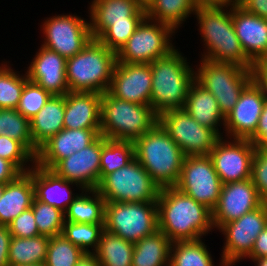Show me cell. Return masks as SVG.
I'll list each match as a JSON object with an SVG mask.
<instances>
[{
  "label": "cell",
  "instance_id": "cell-1",
  "mask_svg": "<svg viewBox=\"0 0 267 266\" xmlns=\"http://www.w3.org/2000/svg\"><path fill=\"white\" fill-rule=\"evenodd\" d=\"M156 203L158 230L171 242L195 241L215 231L212 210L176 187L162 188Z\"/></svg>",
  "mask_w": 267,
  "mask_h": 266
},
{
  "label": "cell",
  "instance_id": "cell-12",
  "mask_svg": "<svg viewBox=\"0 0 267 266\" xmlns=\"http://www.w3.org/2000/svg\"><path fill=\"white\" fill-rule=\"evenodd\" d=\"M89 18L67 13L44 18L40 25L43 34L41 45L60 56H75L92 39Z\"/></svg>",
  "mask_w": 267,
  "mask_h": 266
},
{
  "label": "cell",
  "instance_id": "cell-16",
  "mask_svg": "<svg viewBox=\"0 0 267 266\" xmlns=\"http://www.w3.org/2000/svg\"><path fill=\"white\" fill-rule=\"evenodd\" d=\"M265 102L262 88L253 79L241 92L233 109L225 116L224 137L249 139L256 132Z\"/></svg>",
  "mask_w": 267,
  "mask_h": 266
},
{
  "label": "cell",
  "instance_id": "cell-30",
  "mask_svg": "<svg viewBox=\"0 0 267 266\" xmlns=\"http://www.w3.org/2000/svg\"><path fill=\"white\" fill-rule=\"evenodd\" d=\"M171 241L161 231L134 243L131 266H169Z\"/></svg>",
  "mask_w": 267,
  "mask_h": 266
},
{
  "label": "cell",
  "instance_id": "cell-18",
  "mask_svg": "<svg viewBox=\"0 0 267 266\" xmlns=\"http://www.w3.org/2000/svg\"><path fill=\"white\" fill-rule=\"evenodd\" d=\"M152 73L150 64L117 62L108 92L121 100L150 105Z\"/></svg>",
  "mask_w": 267,
  "mask_h": 266
},
{
  "label": "cell",
  "instance_id": "cell-53",
  "mask_svg": "<svg viewBox=\"0 0 267 266\" xmlns=\"http://www.w3.org/2000/svg\"><path fill=\"white\" fill-rule=\"evenodd\" d=\"M76 266H101L94 253H85Z\"/></svg>",
  "mask_w": 267,
  "mask_h": 266
},
{
  "label": "cell",
  "instance_id": "cell-17",
  "mask_svg": "<svg viewBox=\"0 0 267 266\" xmlns=\"http://www.w3.org/2000/svg\"><path fill=\"white\" fill-rule=\"evenodd\" d=\"M263 203L251 178L223 184L218 204L212 210L215 231L217 232L227 222L255 210Z\"/></svg>",
  "mask_w": 267,
  "mask_h": 266
},
{
  "label": "cell",
  "instance_id": "cell-4",
  "mask_svg": "<svg viewBox=\"0 0 267 266\" xmlns=\"http://www.w3.org/2000/svg\"><path fill=\"white\" fill-rule=\"evenodd\" d=\"M134 155L160 189L175 187L185 155L159 122L134 141Z\"/></svg>",
  "mask_w": 267,
  "mask_h": 266
},
{
  "label": "cell",
  "instance_id": "cell-14",
  "mask_svg": "<svg viewBox=\"0 0 267 266\" xmlns=\"http://www.w3.org/2000/svg\"><path fill=\"white\" fill-rule=\"evenodd\" d=\"M222 181L208 155L185 156L175 187L213 210L219 201Z\"/></svg>",
  "mask_w": 267,
  "mask_h": 266
},
{
  "label": "cell",
  "instance_id": "cell-23",
  "mask_svg": "<svg viewBox=\"0 0 267 266\" xmlns=\"http://www.w3.org/2000/svg\"><path fill=\"white\" fill-rule=\"evenodd\" d=\"M32 182L35 199L56 207L62 212L67 210L68 206L83 190L78 184L68 181L53 170L41 167L36 163L32 167ZM75 191L78 192L75 193Z\"/></svg>",
  "mask_w": 267,
  "mask_h": 266
},
{
  "label": "cell",
  "instance_id": "cell-2",
  "mask_svg": "<svg viewBox=\"0 0 267 266\" xmlns=\"http://www.w3.org/2000/svg\"><path fill=\"white\" fill-rule=\"evenodd\" d=\"M203 52L200 58L217 63H232L253 69L254 63L245 55L232 22L231 7L199 8L194 13ZM203 39V40H202Z\"/></svg>",
  "mask_w": 267,
  "mask_h": 266
},
{
  "label": "cell",
  "instance_id": "cell-19",
  "mask_svg": "<svg viewBox=\"0 0 267 266\" xmlns=\"http://www.w3.org/2000/svg\"><path fill=\"white\" fill-rule=\"evenodd\" d=\"M102 135L92 144L60 160L51 170L82 189H97L100 176Z\"/></svg>",
  "mask_w": 267,
  "mask_h": 266
},
{
  "label": "cell",
  "instance_id": "cell-10",
  "mask_svg": "<svg viewBox=\"0 0 267 266\" xmlns=\"http://www.w3.org/2000/svg\"><path fill=\"white\" fill-rule=\"evenodd\" d=\"M104 229L136 243L158 230L156 202H106Z\"/></svg>",
  "mask_w": 267,
  "mask_h": 266
},
{
  "label": "cell",
  "instance_id": "cell-42",
  "mask_svg": "<svg viewBox=\"0 0 267 266\" xmlns=\"http://www.w3.org/2000/svg\"><path fill=\"white\" fill-rule=\"evenodd\" d=\"M51 97L52 95L42 87L28 81L24 85L16 110L30 120L44 107Z\"/></svg>",
  "mask_w": 267,
  "mask_h": 266
},
{
  "label": "cell",
  "instance_id": "cell-20",
  "mask_svg": "<svg viewBox=\"0 0 267 266\" xmlns=\"http://www.w3.org/2000/svg\"><path fill=\"white\" fill-rule=\"evenodd\" d=\"M40 47V48H39ZM28 67V80L36 83L52 96H64L69 92L66 79V58L44 46H39Z\"/></svg>",
  "mask_w": 267,
  "mask_h": 266
},
{
  "label": "cell",
  "instance_id": "cell-46",
  "mask_svg": "<svg viewBox=\"0 0 267 266\" xmlns=\"http://www.w3.org/2000/svg\"><path fill=\"white\" fill-rule=\"evenodd\" d=\"M22 172L10 161L0 157V184L15 180Z\"/></svg>",
  "mask_w": 267,
  "mask_h": 266
},
{
  "label": "cell",
  "instance_id": "cell-48",
  "mask_svg": "<svg viewBox=\"0 0 267 266\" xmlns=\"http://www.w3.org/2000/svg\"><path fill=\"white\" fill-rule=\"evenodd\" d=\"M247 12L267 19V0H237Z\"/></svg>",
  "mask_w": 267,
  "mask_h": 266
},
{
  "label": "cell",
  "instance_id": "cell-37",
  "mask_svg": "<svg viewBox=\"0 0 267 266\" xmlns=\"http://www.w3.org/2000/svg\"><path fill=\"white\" fill-rule=\"evenodd\" d=\"M0 134L19 141L34 157L38 148L30 134V121L16 109H0Z\"/></svg>",
  "mask_w": 267,
  "mask_h": 266
},
{
  "label": "cell",
  "instance_id": "cell-29",
  "mask_svg": "<svg viewBox=\"0 0 267 266\" xmlns=\"http://www.w3.org/2000/svg\"><path fill=\"white\" fill-rule=\"evenodd\" d=\"M105 199L96 189H83L64 212V220L75 223L104 224Z\"/></svg>",
  "mask_w": 267,
  "mask_h": 266
},
{
  "label": "cell",
  "instance_id": "cell-26",
  "mask_svg": "<svg viewBox=\"0 0 267 266\" xmlns=\"http://www.w3.org/2000/svg\"><path fill=\"white\" fill-rule=\"evenodd\" d=\"M183 108L200 125L213 129L220 137H224L225 116L222 114L217 100L212 93L195 80L189 87Z\"/></svg>",
  "mask_w": 267,
  "mask_h": 266
},
{
  "label": "cell",
  "instance_id": "cell-7",
  "mask_svg": "<svg viewBox=\"0 0 267 266\" xmlns=\"http://www.w3.org/2000/svg\"><path fill=\"white\" fill-rule=\"evenodd\" d=\"M195 66V81L213 94L224 116L233 109L241 92L253 80V69L232 63L201 58Z\"/></svg>",
  "mask_w": 267,
  "mask_h": 266
},
{
  "label": "cell",
  "instance_id": "cell-35",
  "mask_svg": "<svg viewBox=\"0 0 267 266\" xmlns=\"http://www.w3.org/2000/svg\"><path fill=\"white\" fill-rule=\"evenodd\" d=\"M134 158L133 141L113 140L102 136L99 183L106 175L126 166Z\"/></svg>",
  "mask_w": 267,
  "mask_h": 266
},
{
  "label": "cell",
  "instance_id": "cell-32",
  "mask_svg": "<svg viewBox=\"0 0 267 266\" xmlns=\"http://www.w3.org/2000/svg\"><path fill=\"white\" fill-rule=\"evenodd\" d=\"M49 239L45 235L30 238L12 236L8 251L9 266L45 263Z\"/></svg>",
  "mask_w": 267,
  "mask_h": 266
},
{
  "label": "cell",
  "instance_id": "cell-9",
  "mask_svg": "<svg viewBox=\"0 0 267 266\" xmlns=\"http://www.w3.org/2000/svg\"><path fill=\"white\" fill-rule=\"evenodd\" d=\"M177 33L170 25L145 17L116 54L117 62L150 64L163 58L177 48L173 43Z\"/></svg>",
  "mask_w": 267,
  "mask_h": 266
},
{
  "label": "cell",
  "instance_id": "cell-45",
  "mask_svg": "<svg viewBox=\"0 0 267 266\" xmlns=\"http://www.w3.org/2000/svg\"><path fill=\"white\" fill-rule=\"evenodd\" d=\"M7 226L13 237L30 238L40 235L32 208L23 211Z\"/></svg>",
  "mask_w": 267,
  "mask_h": 266
},
{
  "label": "cell",
  "instance_id": "cell-36",
  "mask_svg": "<svg viewBox=\"0 0 267 266\" xmlns=\"http://www.w3.org/2000/svg\"><path fill=\"white\" fill-rule=\"evenodd\" d=\"M3 60L0 63V109H16L28 76L26 71L21 74L12 68L10 61Z\"/></svg>",
  "mask_w": 267,
  "mask_h": 266
},
{
  "label": "cell",
  "instance_id": "cell-3",
  "mask_svg": "<svg viewBox=\"0 0 267 266\" xmlns=\"http://www.w3.org/2000/svg\"><path fill=\"white\" fill-rule=\"evenodd\" d=\"M179 50L176 48L169 55L150 63V106L158 115L166 110L183 108L189 87L195 80V66Z\"/></svg>",
  "mask_w": 267,
  "mask_h": 266
},
{
  "label": "cell",
  "instance_id": "cell-56",
  "mask_svg": "<svg viewBox=\"0 0 267 266\" xmlns=\"http://www.w3.org/2000/svg\"><path fill=\"white\" fill-rule=\"evenodd\" d=\"M143 8H147L153 0H135Z\"/></svg>",
  "mask_w": 267,
  "mask_h": 266
},
{
  "label": "cell",
  "instance_id": "cell-49",
  "mask_svg": "<svg viewBox=\"0 0 267 266\" xmlns=\"http://www.w3.org/2000/svg\"><path fill=\"white\" fill-rule=\"evenodd\" d=\"M12 235L7 225H0V266H9L8 251Z\"/></svg>",
  "mask_w": 267,
  "mask_h": 266
},
{
  "label": "cell",
  "instance_id": "cell-38",
  "mask_svg": "<svg viewBox=\"0 0 267 266\" xmlns=\"http://www.w3.org/2000/svg\"><path fill=\"white\" fill-rule=\"evenodd\" d=\"M104 224H86L64 221L62 235L85 253H94L99 245Z\"/></svg>",
  "mask_w": 267,
  "mask_h": 266
},
{
  "label": "cell",
  "instance_id": "cell-41",
  "mask_svg": "<svg viewBox=\"0 0 267 266\" xmlns=\"http://www.w3.org/2000/svg\"><path fill=\"white\" fill-rule=\"evenodd\" d=\"M142 20L128 19V22L112 23L97 39L117 54Z\"/></svg>",
  "mask_w": 267,
  "mask_h": 266
},
{
  "label": "cell",
  "instance_id": "cell-58",
  "mask_svg": "<svg viewBox=\"0 0 267 266\" xmlns=\"http://www.w3.org/2000/svg\"><path fill=\"white\" fill-rule=\"evenodd\" d=\"M3 187H4V185L0 184V199H1V196H2V192H3Z\"/></svg>",
  "mask_w": 267,
  "mask_h": 266
},
{
  "label": "cell",
  "instance_id": "cell-51",
  "mask_svg": "<svg viewBox=\"0 0 267 266\" xmlns=\"http://www.w3.org/2000/svg\"><path fill=\"white\" fill-rule=\"evenodd\" d=\"M249 140L253 142L255 149L267 152V127H257Z\"/></svg>",
  "mask_w": 267,
  "mask_h": 266
},
{
  "label": "cell",
  "instance_id": "cell-27",
  "mask_svg": "<svg viewBox=\"0 0 267 266\" xmlns=\"http://www.w3.org/2000/svg\"><path fill=\"white\" fill-rule=\"evenodd\" d=\"M34 198L31 168L4 185L0 199V225H8L23 211L31 208Z\"/></svg>",
  "mask_w": 267,
  "mask_h": 266
},
{
  "label": "cell",
  "instance_id": "cell-8",
  "mask_svg": "<svg viewBox=\"0 0 267 266\" xmlns=\"http://www.w3.org/2000/svg\"><path fill=\"white\" fill-rule=\"evenodd\" d=\"M106 202H156L160 187L139 161L134 158L126 166L106 175L96 189Z\"/></svg>",
  "mask_w": 267,
  "mask_h": 266
},
{
  "label": "cell",
  "instance_id": "cell-43",
  "mask_svg": "<svg viewBox=\"0 0 267 266\" xmlns=\"http://www.w3.org/2000/svg\"><path fill=\"white\" fill-rule=\"evenodd\" d=\"M0 157L12 162L22 173L35 164V157L19 141L1 134Z\"/></svg>",
  "mask_w": 267,
  "mask_h": 266
},
{
  "label": "cell",
  "instance_id": "cell-47",
  "mask_svg": "<svg viewBox=\"0 0 267 266\" xmlns=\"http://www.w3.org/2000/svg\"><path fill=\"white\" fill-rule=\"evenodd\" d=\"M265 257H267V225L255 239L252 251L245 259L251 261L252 259Z\"/></svg>",
  "mask_w": 267,
  "mask_h": 266
},
{
  "label": "cell",
  "instance_id": "cell-57",
  "mask_svg": "<svg viewBox=\"0 0 267 266\" xmlns=\"http://www.w3.org/2000/svg\"><path fill=\"white\" fill-rule=\"evenodd\" d=\"M10 266H45V263H42V264H31V265H10Z\"/></svg>",
  "mask_w": 267,
  "mask_h": 266
},
{
  "label": "cell",
  "instance_id": "cell-52",
  "mask_svg": "<svg viewBox=\"0 0 267 266\" xmlns=\"http://www.w3.org/2000/svg\"><path fill=\"white\" fill-rule=\"evenodd\" d=\"M196 9L212 7H231L237 0H192Z\"/></svg>",
  "mask_w": 267,
  "mask_h": 266
},
{
  "label": "cell",
  "instance_id": "cell-22",
  "mask_svg": "<svg viewBox=\"0 0 267 266\" xmlns=\"http://www.w3.org/2000/svg\"><path fill=\"white\" fill-rule=\"evenodd\" d=\"M232 22L245 55L254 63L267 60V19L232 5Z\"/></svg>",
  "mask_w": 267,
  "mask_h": 266
},
{
  "label": "cell",
  "instance_id": "cell-40",
  "mask_svg": "<svg viewBox=\"0 0 267 266\" xmlns=\"http://www.w3.org/2000/svg\"><path fill=\"white\" fill-rule=\"evenodd\" d=\"M39 234L53 237L62 234L64 212L34 198L31 206Z\"/></svg>",
  "mask_w": 267,
  "mask_h": 266
},
{
  "label": "cell",
  "instance_id": "cell-5",
  "mask_svg": "<svg viewBox=\"0 0 267 266\" xmlns=\"http://www.w3.org/2000/svg\"><path fill=\"white\" fill-rule=\"evenodd\" d=\"M116 61L115 52L92 38L80 52L66 60L69 91L105 93L109 89Z\"/></svg>",
  "mask_w": 267,
  "mask_h": 266
},
{
  "label": "cell",
  "instance_id": "cell-39",
  "mask_svg": "<svg viewBox=\"0 0 267 266\" xmlns=\"http://www.w3.org/2000/svg\"><path fill=\"white\" fill-rule=\"evenodd\" d=\"M85 252L64 235L50 237L45 266H76Z\"/></svg>",
  "mask_w": 267,
  "mask_h": 266
},
{
  "label": "cell",
  "instance_id": "cell-15",
  "mask_svg": "<svg viewBox=\"0 0 267 266\" xmlns=\"http://www.w3.org/2000/svg\"><path fill=\"white\" fill-rule=\"evenodd\" d=\"M255 147L249 139L221 137L208 155L223 184L251 178Z\"/></svg>",
  "mask_w": 267,
  "mask_h": 266
},
{
  "label": "cell",
  "instance_id": "cell-24",
  "mask_svg": "<svg viewBox=\"0 0 267 266\" xmlns=\"http://www.w3.org/2000/svg\"><path fill=\"white\" fill-rule=\"evenodd\" d=\"M90 5V6H89ZM87 9L92 38L97 39L112 23L144 19L146 9L135 0H91Z\"/></svg>",
  "mask_w": 267,
  "mask_h": 266
},
{
  "label": "cell",
  "instance_id": "cell-6",
  "mask_svg": "<svg viewBox=\"0 0 267 266\" xmlns=\"http://www.w3.org/2000/svg\"><path fill=\"white\" fill-rule=\"evenodd\" d=\"M158 122V114L150 105H141L112 96L101 97L100 133L113 140L135 141Z\"/></svg>",
  "mask_w": 267,
  "mask_h": 266
},
{
  "label": "cell",
  "instance_id": "cell-31",
  "mask_svg": "<svg viewBox=\"0 0 267 266\" xmlns=\"http://www.w3.org/2000/svg\"><path fill=\"white\" fill-rule=\"evenodd\" d=\"M195 11L192 0H153L146 8V17L168 24L178 32Z\"/></svg>",
  "mask_w": 267,
  "mask_h": 266
},
{
  "label": "cell",
  "instance_id": "cell-21",
  "mask_svg": "<svg viewBox=\"0 0 267 266\" xmlns=\"http://www.w3.org/2000/svg\"><path fill=\"white\" fill-rule=\"evenodd\" d=\"M101 135L100 129H62L38 150L35 163L52 169L60 160L92 144Z\"/></svg>",
  "mask_w": 267,
  "mask_h": 266
},
{
  "label": "cell",
  "instance_id": "cell-13",
  "mask_svg": "<svg viewBox=\"0 0 267 266\" xmlns=\"http://www.w3.org/2000/svg\"><path fill=\"white\" fill-rule=\"evenodd\" d=\"M158 122L185 156L209 155L221 138L213 129L200 125L184 108L161 112Z\"/></svg>",
  "mask_w": 267,
  "mask_h": 266
},
{
  "label": "cell",
  "instance_id": "cell-28",
  "mask_svg": "<svg viewBox=\"0 0 267 266\" xmlns=\"http://www.w3.org/2000/svg\"><path fill=\"white\" fill-rule=\"evenodd\" d=\"M65 95L52 96L30 121V134L39 149L53 135L64 129Z\"/></svg>",
  "mask_w": 267,
  "mask_h": 266
},
{
  "label": "cell",
  "instance_id": "cell-33",
  "mask_svg": "<svg viewBox=\"0 0 267 266\" xmlns=\"http://www.w3.org/2000/svg\"><path fill=\"white\" fill-rule=\"evenodd\" d=\"M134 243L103 230L94 254L101 266H131Z\"/></svg>",
  "mask_w": 267,
  "mask_h": 266
},
{
  "label": "cell",
  "instance_id": "cell-34",
  "mask_svg": "<svg viewBox=\"0 0 267 266\" xmlns=\"http://www.w3.org/2000/svg\"><path fill=\"white\" fill-rule=\"evenodd\" d=\"M205 239L171 243L169 266H215ZM208 246V247H207Z\"/></svg>",
  "mask_w": 267,
  "mask_h": 266
},
{
  "label": "cell",
  "instance_id": "cell-54",
  "mask_svg": "<svg viewBox=\"0 0 267 266\" xmlns=\"http://www.w3.org/2000/svg\"><path fill=\"white\" fill-rule=\"evenodd\" d=\"M257 127H267V101L264 104Z\"/></svg>",
  "mask_w": 267,
  "mask_h": 266
},
{
  "label": "cell",
  "instance_id": "cell-44",
  "mask_svg": "<svg viewBox=\"0 0 267 266\" xmlns=\"http://www.w3.org/2000/svg\"><path fill=\"white\" fill-rule=\"evenodd\" d=\"M251 180L261 199L267 202V152L255 149L252 159Z\"/></svg>",
  "mask_w": 267,
  "mask_h": 266
},
{
  "label": "cell",
  "instance_id": "cell-25",
  "mask_svg": "<svg viewBox=\"0 0 267 266\" xmlns=\"http://www.w3.org/2000/svg\"><path fill=\"white\" fill-rule=\"evenodd\" d=\"M102 94L72 92L65 94V129H100Z\"/></svg>",
  "mask_w": 267,
  "mask_h": 266
},
{
  "label": "cell",
  "instance_id": "cell-50",
  "mask_svg": "<svg viewBox=\"0 0 267 266\" xmlns=\"http://www.w3.org/2000/svg\"><path fill=\"white\" fill-rule=\"evenodd\" d=\"M253 79L262 88L267 101V60L257 62L254 65Z\"/></svg>",
  "mask_w": 267,
  "mask_h": 266
},
{
  "label": "cell",
  "instance_id": "cell-11",
  "mask_svg": "<svg viewBox=\"0 0 267 266\" xmlns=\"http://www.w3.org/2000/svg\"><path fill=\"white\" fill-rule=\"evenodd\" d=\"M267 225V202L242 217L227 222L218 231L224 235L218 266H236L251 253L255 239Z\"/></svg>",
  "mask_w": 267,
  "mask_h": 266
},
{
  "label": "cell",
  "instance_id": "cell-55",
  "mask_svg": "<svg viewBox=\"0 0 267 266\" xmlns=\"http://www.w3.org/2000/svg\"><path fill=\"white\" fill-rule=\"evenodd\" d=\"M250 262H253L255 266H267V257L252 259Z\"/></svg>",
  "mask_w": 267,
  "mask_h": 266
}]
</instances>
